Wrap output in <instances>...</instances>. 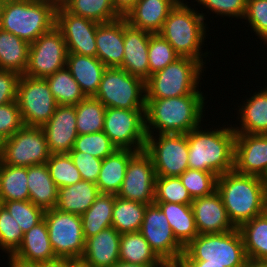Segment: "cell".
Segmentation results:
<instances>
[{"mask_svg": "<svg viewBox=\"0 0 267 267\" xmlns=\"http://www.w3.org/2000/svg\"><path fill=\"white\" fill-rule=\"evenodd\" d=\"M30 44L0 28V70L23 75L28 64Z\"/></svg>", "mask_w": 267, "mask_h": 267, "instance_id": "obj_32", "label": "cell"}, {"mask_svg": "<svg viewBox=\"0 0 267 267\" xmlns=\"http://www.w3.org/2000/svg\"><path fill=\"white\" fill-rule=\"evenodd\" d=\"M46 164L50 177L58 188L70 186L82 180L80 172L68 153L50 154Z\"/></svg>", "mask_w": 267, "mask_h": 267, "instance_id": "obj_41", "label": "cell"}, {"mask_svg": "<svg viewBox=\"0 0 267 267\" xmlns=\"http://www.w3.org/2000/svg\"><path fill=\"white\" fill-rule=\"evenodd\" d=\"M44 220L55 256L79 262L86 240L80 215L53 208L45 210Z\"/></svg>", "mask_w": 267, "mask_h": 267, "instance_id": "obj_9", "label": "cell"}, {"mask_svg": "<svg viewBox=\"0 0 267 267\" xmlns=\"http://www.w3.org/2000/svg\"><path fill=\"white\" fill-rule=\"evenodd\" d=\"M117 150L109 137L103 132L78 135L71 151H81L104 159Z\"/></svg>", "mask_w": 267, "mask_h": 267, "instance_id": "obj_45", "label": "cell"}, {"mask_svg": "<svg viewBox=\"0 0 267 267\" xmlns=\"http://www.w3.org/2000/svg\"><path fill=\"white\" fill-rule=\"evenodd\" d=\"M264 213L267 215V199H266V202H265Z\"/></svg>", "mask_w": 267, "mask_h": 267, "instance_id": "obj_63", "label": "cell"}, {"mask_svg": "<svg viewBox=\"0 0 267 267\" xmlns=\"http://www.w3.org/2000/svg\"><path fill=\"white\" fill-rule=\"evenodd\" d=\"M99 194L95 183L81 180L73 185L58 188V201L55 208L81 216Z\"/></svg>", "mask_w": 267, "mask_h": 267, "instance_id": "obj_29", "label": "cell"}, {"mask_svg": "<svg viewBox=\"0 0 267 267\" xmlns=\"http://www.w3.org/2000/svg\"><path fill=\"white\" fill-rule=\"evenodd\" d=\"M203 65L190 57L178 58L150 75L145 82L146 99L171 98L194 93L198 90Z\"/></svg>", "mask_w": 267, "mask_h": 267, "instance_id": "obj_7", "label": "cell"}, {"mask_svg": "<svg viewBox=\"0 0 267 267\" xmlns=\"http://www.w3.org/2000/svg\"><path fill=\"white\" fill-rule=\"evenodd\" d=\"M121 234L112 226L85 240L79 262L86 267H112L119 261Z\"/></svg>", "mask_w": 267, "mask_h": 267, "instance_id": "obj_22", "label": "cell"}, {"mask_svg": "<svg viewBox=\"0 0 267 267\" xmlns=\"http://www.w3.org/2000/svg\"><path fill=\"white\" fill-rule=\"evenodd\" d=\"M157 267H179V265H178V263H174V262H162Z\"/></svg>", "mask_w": 267, "mask_h": 267, "instance_id": "obj_59", "label": "cell"}, {"mask_svg": "<svg viewBox=\"0 0 267 267\" xmlns=\"http://www.w3.org/2000/svg\"><path fill=\"white\" fill-rule=\"evenodd\" d=\"M193 198L179 177H160L155 180L154 202L191 204Z\"/></svg>", "mask_w": 267, "mask_h": 267, "instance_id": "obj_42", "label": "cell"}, {"mask_svg": "<svg viewBox=\"0 0 267 267\" xmlns=\"http://www.w3.org/2000/svg\"><path fill=\"white\" fill-rule=\"evenodd\" d=\"M78 135L103 131L106 107L94 97H86L75 105Z\"/></svg>", "mask_w": 267, "mask_h": 267, "instance_id": "obj_39", "label": "cell"}, {"mask_svg": "<svg viewBox=\"0 0 267 267\" xmlns=\"http://www.w3.org/2000/svg\"><path fill=\"white\" fill-rule=\"evenodd\" d=\"M220 128L203 131L199 126L186 133L189 169L211 172L217 176L234 170L236 133L232 125Z\"/></svg>", "mask_w": 267, "mask_h": 267, "instance_id": "obj_3", "label": "cell"}, {"mask_svg": "<svg viewBox=\"0 0 267 267\" xmlns=\"http://www.w3.org/2000/svg\"><path fill=\"white\" fill-rule=\"evenodd\" d=\"M154 203L164 212L174 236L184 247L199 234L191 204Z\"/></svg>", "mask_w": 267, "mask_h": 267, "instance_id": "obj_31", "label": "cell"}, {"mask_svg": "<svg viewBox=\"0 0 267 267\" xmlns=\"http://www.w3.org/2000/svg\"><path fill=\"white\" fill-rule=\"evenodd\" d=\"M179 267H224L223 264L207 263V261H179Z\"/></svg>", "mask_w": 267, "mask_h": 267, "instance_id": "obj_55", "label": "cell"}, {"mask_svg": "<svg viewBox=\"0 0 267 267\" xmlns=\"http://www.w3.org/2000/svg\"><path fill=\"white\" fill-rule=\"evenodd\" d=\"M202 94L196 90L179 97L146 99V133L153 134L156 128L158 134H186L199 127L205 106Z\"/></svg>", "mask_w": 267, "mask_h": 267, "instance_id": "obj_2", "label": "cell"}, {"mask_svg": "<svg viewBox=\"0 0 267 267\" xmlns=\"http://www.w3.org/2000/svg\"><path fill=\"white\" fill-rule=\"evenodd\" d=\"M3 207V200H2V197L0 195V209Z\"/></svg>", "mask_w": 267, "mask_h": 267, "instance_id": "obj_65", "label": "cell"}, {"mask_svg": "<svg viewBox=\"0 0 267 267\" xmlns=\"http://www.w3.org/2000/svg\"><path fill=\"white\" fill-rule=\"evenodd\" d=\"M247 256L238 228L229 232L198 234L184 247L180 261H207L224 267H245Z\"/></svg>", "mask_w": 267, "mask_h": 267, "instance_id": "obj_6", "label": "cell"}, {"mask_svg": "<svg viewBox=\"0 0 267 267\" xmlns=\"http://www.w3.org/2000/svg\"><path fill=\"white\" fill-rule=\"evenodd\" d=\"M216 191L235 228L264 213L267 190L263 178L232 170L217 177Z\"/></svg>", "mask_w": 267, "mask_h": 267, "instance_id": "obj_1", "label": "cell"}, {"mask_svg": "<svg viewBox=\"0 0 267 267\" xmlns=\"http://www.w3.org/2000/svg\"><path fill=\"white\" fill-rule=\"evenodd\" d=\"M3 206L14 217L23 233L44 219L45 210L34 205L30 200L3 201Z\"/></svg>", "mask_w": 267, "mask_h": 267, "instance_id": "obj_43", "label": "cell"}, {"mask_svg": "<svg viewBox=\"0 0 267 267\" xmlns=\"http://www.w3.org/2000/svg\"><path fill=\"white\" fill-rule=\"evenodd\" d=\"M50 154L42 128L23 125L13 136L3 141L0 162L10 166L29 167L46 163Z\"/></svg>", "mask_w": 267, "mask_h": 267, "instance_id": "obj_13", "label": "cell"}, {"mask_svg": "<svg viewBox=\"0 0 267 267\" xmlns=\"http://www.w3.org/2000/svg\"><path fill=\"white\" fill-rule=\"evenodd\" d=\"M158 140L147 134L144 151L151 157L156 176L179 177L188 168L186 134H158Z\"/></svg>", "mask_w": 267, "mask_h": 267, "instance_id": "obj_12", "label": "cell"}, {"mask_svg": "<svg viewBox=\"0 0 267 267\" xmlns=\"http://www.w3.org/2000/svg\"><path fill=\"white\" fill-rule=\"evenodd\" d=\"M146 206L145 204L122 199L115 195L112 227L120 234L139 231L144 219Z\"/></svg>", "mask_w": 267, "mask_h": 267, "instance_id": "obj_36", "label": "cell"}, {"mask_svg": "<svg viewBox=\"0 0 267 267\" xmlns=\"http://www.w3.org/2000/svg\"><path fill=\"white\" fill-rule=\"evenodd\" d=\"M245 267H267V261H257L248 259Z\"/></svg>", "mask_w": 267, "mask_h": 267, "instance_id": "obj_57", "label": "cell"}, {"mask_svg": "<svg viewBox=\"0 0 267 267\" xmlns=\"http://www.w3.org/2000/svg\"><path fill=\"white\" fill-rule=\"evenodd\" d=\"M204 16L180 0L169 12L159 34L181 57H190L203 64L204 54L200 50L206 37Z\"/></svg>", "mask_w": 267, "mask_h": 267, "instance_id": "obj_5", "label": "cell"}, {"mask_svg": "<svg viewBox=\"0 0 267 267\" xmlns=\"http://www.w3.org/2000/svg\"><path fill=\"white\" fill-rule=\"evenodd\" d=\"M16 102L23 124L35 127L46 124L58 105L46 79L26 75L19 79Z\"/></svg>", "mask_w": 267, "mask_h": 267, "instance_id": "obj_10", "label": "cell"}, {"mask_svg": "<svg viewBox=\"0 0 267 267\" xmlns=\"http://www.w3.org/2000/svg\"><path fill=\"white\" fill-rule=\"evenodd\" d=\"M247 259L267 261V215L243 223L239 228Z\"/></svg>", "mask_w": 267, "mask_h": 267, "instance_id": "obj_34", "label": "cell"}, {"mask_svg": "<svg viewBox=\"0 0 267 267\" xmlns=\"http://www.w3.org/2000/svg\"><path fill=\"white\" fill-rule=\"evenodd\" d=\"M191 207L199 234L223 233L235 229L216 190L210 195L194 198Z\"/></svg>", "mask_w": 267, "mask_h": 267, "instance_id": "obj_21", "label": "cell"}, {"mask_svg": "<svg viewBox=\"0 0 267 267\" xmlns=\"http://www.w3.org/2000/svg\"><path fill=\"white\" fill-rule=\"evenodd\" d=\"M112 267H150V266L149 265H142V264L126 263V262L119 260Z\"/></svg>", "mask_w": 267, "mask_h": 267, "instance_id": "obj_58", "label": "cell"}, {"mask_svg": "<svg viewBox=\"0 0 267 267\" xmlns=\"http://www.w3.org/2000/svg\"><path fill=\"white\" fill-rule=\"evenodd\" d=\"M181 56L159 33L151 34L148 46L150 75L162 70Z\"/></svg>", "mask_w": 267, "mask_h": 267, "instance_id": "obj_44", "label": "cell"}, {"mask_svg": "<svg viewBox=\"0 0 267 267\" xmlns=\"http://www.w3.org/2000/svg\"><path fill=\"white\" fill-rule=\"evenodd\" d=\"M156 172L151 157L143 150L129 161L116 196L145 205L154 203Z\"/></svg>", "mask_w": 267, "mask_h": 267, "instance_id": "obj_16", "label": "cell"}, {"mask_svg": "<svg viewBox=\"0 0 267 267\" xmlns=\"http://www.w3.org/2000/svg\"><path fill=\"white\" fill-rule=\"evenodd\" d=\"M63 6L70 13L97 23H108L120 18L111 0H67Z\"/></svg>", "mask_w": 267, "mask_h": 267, "instance_id": "obj_40", "label": "cell"}, {"mask_svg": "<svg viewBox=\"0 0 267 267\" xmlns=\"http://www.w3.org/2000/svg\"><path fill=\"white\" fill-rule=\"evenodd\" d=\"M115 194L100 193L89 209L81 215L85 239L112 226Z\"/></svg>", "mask_w": 267, "mask_h": 267, "instance_id": "obj_35", "label": "cell"}, {"mask_svg": "<svg viewBox=\"0 0 267 267\" xmlns=\"http://www.w3.org/2000/svg\"><path fill=\"white\" fill-rule=\"evenodd\" d=\"M23 232L8 210L0 209V248L12 255L21 245Z\"/></svg>", "mask_w": 267, "mask_h": 267, "instance_id": "obj_47", "label": "cell"}, {"mask_svg": "<svg viewBox=\"0 0 267 267\" xmlns=\"http://www.w3.org/2000/svg\"><path fill=\"white\" fill-rule=\"evenodd\" d=\"M213 13L243 19L247 0H196Z\"/></svg>", "mask_w": 267, "mask_h": 267, "instance_id": "obj_51", "label": "cell"}, {"mask_svg": "<svg viewBox=\"0 0 267 267\" xmlns=\"http://www.w3.org/2000/svg\"><path fill=\"white\" fill-rule=\"evenodd\" d=\"M145 110L106 108L103 132L117 149L144 150L147 139Z\"/></svg>", "mask_w": 267, "mask_h": 267, "instance_id": "obj_11", "label": "cell"}, {"mask_svg": "<svg viewBox=\"0 0 267 267\" xmlns=\"http://www.w3.org/2000/svg\"><path fill=\"white\" fill-rule=\"evenodd\" d=\"M265 186H266V190H267V177L265 178Z\"/></svg>", "mask_w": 267, "mask_h": 267, "instance_id": "obj_66", "label": "cell"}, {"mask_svg": "<svg viewBox=\"0 0 267 267\" xmlns=\"http://www.w3.org/2000/svg\"><path fill=\"white\" fill-rule=\"evenodd\" d=\"M244 18L257 36L267 43V0H247Z\"/></svg>", "mask_w": 267, "mask_h": 267, "instance_id": "obj_48", "label": "cell"}, {"mask_svg": "<svg viewBox=\"0 0 267 267\" xmlns=\"http://www.w3.org/2000/svg\"><path fill=\"white\" fill-rule=\"evenodd\" d=\"M239 113L241 126L233 128L235 133L267 134V87L247 99Z\"/></svg>", "mask_w": 267, "mask_h": 267, "instance_id": "obj_30", "label": "cell"}, {"mask_svg": "<svg viewBox=\"0 0 267 267\" xmlns=\"http://www.w3.org/2000/svg\"><path fill=\"white\" fill-rule=\"evenodd\" d=\"M67 53L62 32L54 26L30 44L28 64L23 75L45 79L66 67Z\"/></svg>", "mask_w": 267, "mask_h": 267, "instance_id": "obj_14", "label": "cell"}, {"mask_svg": "<svg viewBox=\"0 0 267 267\" xmlns=\"http://www.w3.org/2000/svg\"><path fill=\"white\" fill-rule=\"evenodd\" d=\"M139 232L163 262L180 261L184 246L174 236L164 212L157 204L146 206Z\"/></svg>", "mask_w": 267, "mask_h": 267, "instance_id": "obj_15", "label": "cell"}, {"mask_svg": "<svg viewBox=\"0 0 267 267\" xmlns=\"http://www.w3.org/2000/svg\"><path fill=\"white\" fill-rule=\"evenodd\" d=\"M74 267H86V266H84L80 262H78Z\"/></svg>", "mask_w": 267, "mask_h": 267, "instance_id": "obj_64", "label": "cell"}, {"mask_svg": "<svg viewBox=\"0 0 267 267\" xmlns=\"http://www.w3.org/2000/svg\"><path fill=\"white\" fill-rule=\"evenodd\" d=\"M0 195L3 201L29 200L27 167L0 162Z\"/></svg>", "mask_w": 267, "mask_h": 267, "instance_id": "obj_37", "label": "cell"}, {"mask_svg": "<svg viewBox=\"0 0 267 267\" xmlns=\"http://www.w3.org/2000/svg\"><path fill=\"white\" fill-rule=\"evenodd\" d=\"M3 141H4V139L2 137H0V159L2 157V152H3Z\"/></svg>", "mask_w": 267, "mask_h": 267, "instance_id": "obj_61", "label": "cell"}, {"mask_svg": "<svg viewBox=\"0 0 267 267\" xmlns=\"http://www.w3.org/2000/svg\"><path fill=\"white\" fill-rule=\"evenodd\" d=\"M56 8L54 3L44 0L1 4L0 28L31 44L55 26Z\"/></svg>", "mask_w": 267, "mask_h": 267, "instance_id": "obj_4", "label": "cell"}, {"mask_svg": "<svg viewBox=\"0 0 267 267\" xmlns=\"http://www.w3.org/2000/svg\"><path fill=\"white\" fill-rule=\"evenodd\" d=\"M66 68L84 95L94 97L107 67L97 57L67 53Z\"/></svg>", "mask_w": 267, "mask_h": 267, "instance_id": "obj_25", "label": "cell"}, {"mask_svg": "<svg viewBox=\"0 0 267 267\" xmlns=\"http://www.w3.org/2000/svg\"><path fill=\"white\" fill-rule=\"evenodd\" d=\"M234 170L263 179L267 177V134L236 133Z\"/></svg>", "mask_w": 267, "mask_h": 267, "instance_id": "obj_18", "label": "cell"}, {"mask_svg": "<svg viewBox=\"0 0 267 267\" xmlns=\"http://www.w3.org/2000/svg\"><path fill=\"white\" fill-rule=\"evenodd\" d=\"M94 98L106 108L146 109L145 82L119 67H107Z\"/></svg>", "mask_w": 267, "mask_h": 267, "instance_id": "obj_8", "label": "cell"}, {"mask_svg": "<svg viewBox=\"0 0 267 267\" xmlns=\"http://www.w3.org/2000/svg\"><path fill=\"white\" fill-rule=\"evenodd\" d=\"M20 77L16 72L0 70V105L16 101Z\"/></svg>", "mask_w": 267, "mask_h": 267, "instance_id": "obj_52", "label": "cell"}, {"mask_svg": "<svg viewBox=\"0 0 267 267\" xmlns=\"http://www.w3.org/2000/svg\"><path fill=\"white\" fill-rule=\"evenodd\" d=\"M97 58L106 67H120L124 56V17L100 23L96 31Z\"/></svg>", "mask_w": 267, "mask_h": 267, "instance_id": "obj_24", "label": "cell"}, {"mask_svg": "<svg viewBox=\"0 0 267 267\" xmlns=\"http://www.w3.org/2000/svg\"><path fill=\"white\" fill-rule=\"evenodd\" d=\"M180 0H138L124 17L127 23L152 34L159 33L169 12Z\"/></svg>", "mask_w": 267, "mask_h": 267, "instance_id": "obj_23", "label": "cell"}, {"mask_svg": "<svg viewBox=\"0 0 267 267\" xmlns=\"http://www.w3.org/2000/svg\"><path fill=\"white\" fill-rule=\"evenodd\" d=\"M12 255L30 263H43L57 258L52 249L44 219L23 234L21 245Z\"/></svg>", "mask_w": 267, "mask_h": 267, "instance_id": "obj_26", "label": "cell"}, {"mask_svg": "<svg viewBox=\"0 0 267 267\" xmlns=\"http://www.w3.org/2000/svg\"><path fill=\"white\" fill-rule=\"evenodd\" d=\"M18 1H23V0H0L1 4L7 3V2H18Z\"/></svg>", "mask_w": 267, "mask_h": 267, "instance_id": "obj_62", "label": "cell"}, {"mask_svg": "<svg viewBox=\"0 0 267 267\" xmlns=\"http://www.w3.org/2000/svg\"><path fill=\"white\" fill-rule=\"evenodd\" d=\"M119 260L150 267H157L163 262L139 231L121 234Z\"/></svg>", "mask_w": 267, "mask_h": 267, "instance_id": "obj_33", "label": "cell"}, {"mask_svg": "<svg viewBox=\"0 0 267 267\" xmlns=\"http://www.w3.org/2000/svg\"><path fill=\"white\" fill-rule=\"evenodd\" d=\"M41 128L51 154L69 153L78 137L75 106L57 105L52 117Z\"/></svg>", "mask_w": 267, "mask_h": 267, "instance_id": "obj_19", "label": "cell"}, {"mask_svg": "<svg viewBox=\"0 0 267 267\" xmlns=\"http://www.w3.org/2000/svg\"><path fill=\"white\" fill-rule=\"evenodd\" d=\"M217 177L211 172L189 168L179 176L193 199L212 194L216 190Z\"/></svg>", "mask_w": 267, "mask_h": 267, "instance_id": "obj_46", "label": "cell"}, {"mask_svg": "<svg viewBox=\"0 0 267 267\" xmlns=\"http://www.w3.org/2000/svg\"><path fill=\"white\" fill-rule=\"evenodd\" d=\"M68 154L80 172L82 180L96 184L103 159L81 151H70Z\"/></svg>", "mask_w": 267, "mask_h": 267, "instance_id": "obj_49", "label": "cell"}, {"mask_svg": "<svg viewBox=\"0 0 267 267\" xmlns=\"http://www.w3.org/2000/svg\"><path fill=\"white\" fill-rule=\"evenodd\" d=\"M137 1L138 0H111V4L120 17H125Z\"/></svg>", "mask_w": 267, "mask_h": 267, "instance_id": "obj_53", "label": "cell"}, {"mask_svg": "<svg viewBox=\"0 0 267 267\" xmlns=\"http://www.w3.org/2000/svg\"><path fill=\"white\" fill-rule=\"evenodd\" d=\"M8 259L10 260L8 264L9 267H39V263H30L19 260L18 258L14 257L13 255H8Z\"/></svg>", "mask_w": 267, "mask_h": 267, "instance_id": "obj_56", "label": "cell"}, {"mask_svg": "<svg viewBox=\"0 0 267 267\" xmlns=\"http://www.w3.org/2000/svg\"><path fill=\"white\" fill-rule=\"evenodd\" d=\"M58 105H77L86 98L69 70L64 67L45 78Z\"/></svg>", "mask_w": 267, "mask_h": 267, "instance_id": "obj_38", "label": "cell"}, {"mask_svg": "<svg viewBox=\"0 0 267 267\" xmlns=\"http://www.w3.org/2000/svg\"><path fill=\"white\" fill-rule=\"evenodd\" d=\"M138 151L117 149L103 159L96 182L99 193L115 194L120 191L130 159Z\"/></svg>", "mask_w": 267, "mask_h": 267, "instance_id": "obj_28", "label": "cell"}, {"mask_svg": "<svg viewBox=\"0 0 267 267\" xmlns=\"http://www.w3.org/2000/svg\"><path fill=\"white\" fill-rule=\"evenodd\" d=\"M29 200L44 210L53 209L58 201V187L50 177L47 164L27 167Z\"/></svg>", "mask_w": 267, "mask_h": 267, "instance_id": "obj_27", "label": "cell"}, {"mask_svg": "<svg viewBox=\"0 0 267 267\" xmlns=\"http://www.w3.org/2000/svg\"><path fill=\"white\" fill-rule=\"evenodd\" d=\"M151 34L130 26L124 18V56L119 68L144 82L150 77L148 46Z\"/></svg>", "mask_w": 267, "mask_h": 267, "instance_id": "obj_20", "label": "cell"}, {"mask_svg": "<svg viewBox=\"0 0 267 267\" xmlns=\"http://www.w3.org/2000/svg\"><path fill=\"white\" fill-rule=\"evenodd\" d=\"M99 24L70 13L63 5L56 8L55 26L62 32L68 53L97 57L95 38Z\"/></svg>", "mask_w": 267, "mask_h": 267, "instance_id": "obj_17", "label": "cell"}, {"mask_svg": "<svg viewBox=\"0 0 267 267\" xmlns=\"http://www.w3.org/2000/svg\"><path fill=\"white\" fill-rule=\"evenodd\" d=\"M78 261L68 258H55L53 260L39 263V267H74Z\"/></svg>", "mask_w": 267, "mask_h": 267, "instance_id": "obj_54", "label": "cell"}, {"mask_svg": "<svg viewBox=\"0 0 267 267\" xmlns=\"http://www.w3.org/2000/svg\"><path fill=\"white\" fill-rule=\"evenodd\" d=\"M16 101L0 105V137L4 140L13 136L23 126Z\"/></svg>", "mask_w": 267, "mask_h": 267, "instance_id": "obj_50", "label": "cell"}, {"mask_svg": "<svg viewBox=\"0 0 267 267\" xmlns=\"http://www.w3.org/2000/svg\"><path fill=\"white\" fill-rule=\"evenodd\" d=\"M44 1H49L54 3L56 6H61L62 5V0H44Z\"/></svg>", "mask_w": 267, "mask_h": 267, "instance_id": "obj_60", "label": "cell"}]
</instances>
